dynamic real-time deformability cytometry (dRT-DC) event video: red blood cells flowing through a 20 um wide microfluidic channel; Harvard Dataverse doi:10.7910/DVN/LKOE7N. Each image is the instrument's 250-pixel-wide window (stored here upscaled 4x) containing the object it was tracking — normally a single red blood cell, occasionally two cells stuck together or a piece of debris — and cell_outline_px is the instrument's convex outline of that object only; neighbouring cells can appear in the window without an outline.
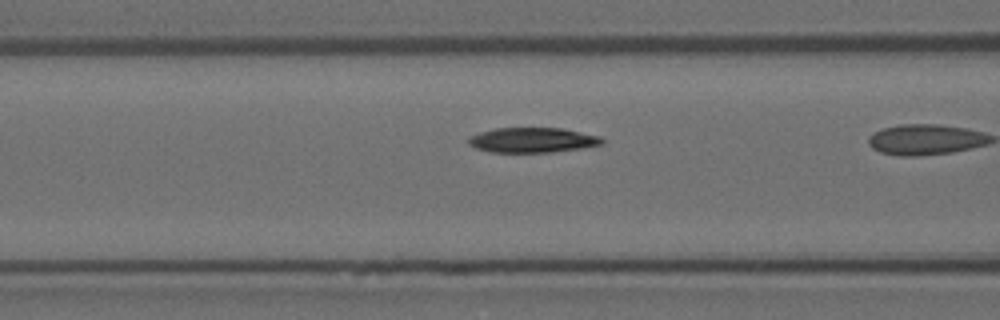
{"species": "Egyptian fruit bat (a non-hibernating species)", "species_latin": "Rousettus aegyptiacus", "temperature_condition": "room temperature", "stored_images_in_passage": 11, "camera_frame_rate_fps": 3000, "um_per_image_px": 0.085, "animal": {"sex": "female"}, "frame": {"image": 1, "passage_image": 7, "time_ms": 2.0, "image_size_px": [1000, 320], "cell_outline_px": [[604, 144], [580, 148], [552, 152], [492, 152], [476, 148], [468, 144], [468, 136], [480, 132], [496, 128], [564, 128], [600, 136], [604, 140]], "centroid_in_image_um": [45.27, 11.9], "position_along_channel_um": 121.3, "area_um2": 19.48}}
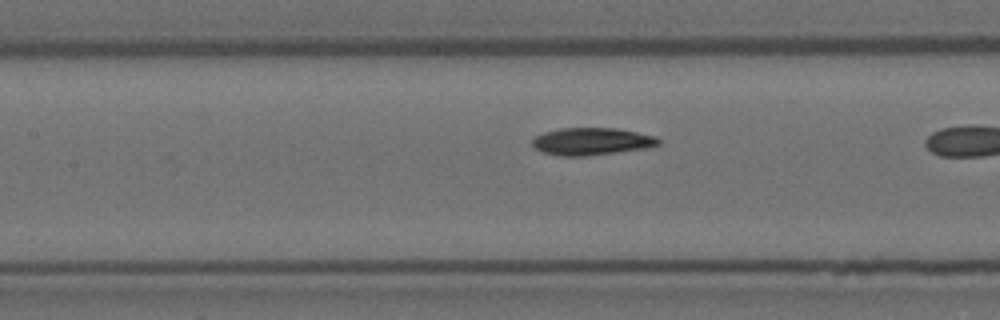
{"frame": {"image": 2, "passage_image": 10, "time_ms": 3.0, "image_size_px": [1000, 320], "cell_outline_px": [[660, 144], [644, 148], [584, 156], [560, 156], [544, 152], [536, 148], [532, 144], [532, 140], [536, 136], [544, 132], [560, 128], [616, 128], [656, 136], [660, 140]], "centroid_in_image_um": [50.28, 12.01], "position_along_channel_um": 157.1, "area_um2": 19.83}}